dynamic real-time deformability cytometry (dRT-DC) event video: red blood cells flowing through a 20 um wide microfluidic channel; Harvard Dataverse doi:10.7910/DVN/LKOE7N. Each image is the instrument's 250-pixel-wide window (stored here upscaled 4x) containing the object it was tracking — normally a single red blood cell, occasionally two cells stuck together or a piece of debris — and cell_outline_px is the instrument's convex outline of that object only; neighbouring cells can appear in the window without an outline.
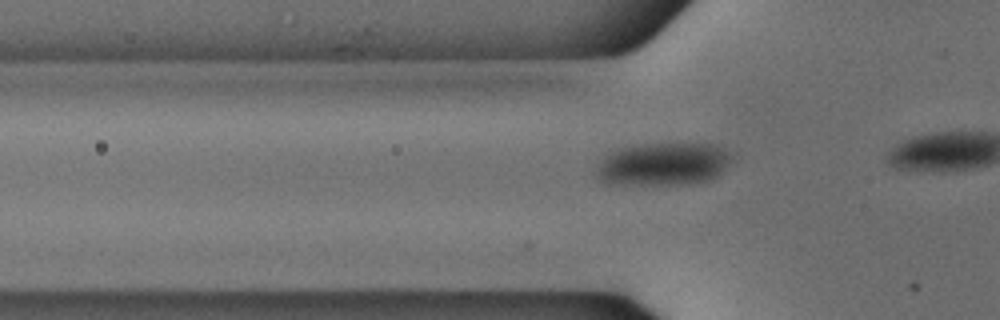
{"species": "common noctule bat (a hibernating species)", "species_latin": "Nyctalus noctula", "temperature_condition": "cold", "stored_images_in_passage": 16, "camera_frame_rate_fps": 3000, "um_per_image_px": 0.085, "animal": {"sex": "male", "body_mass_g": 18.8}, "frame": {"image": 1, "passage_image": 10, "time_ms": 3.0, "image_size_px": [1000, 320], "cell_outline_px": [[736, 160], [720, 176], [696, 184], [608, 184], [600, 180], [596, 176], [596, 172], [600, 164], [612, 152], [624, 148], [644, 144], [712, 144], [736, 152]], "centroid_in_image_um": [56.57, 13.96], "position_along_channel_um": 69.2, "area_um2": 34.22}}
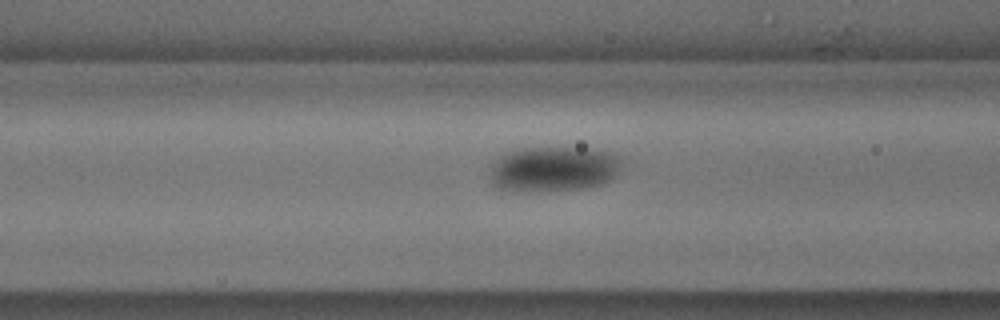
{"frame": {"image": 2, "passage_image": 14, "time_ms": 4.333, "image_size_px": [1000, 320], "cell_outline_px": [[620, 168], [612, 180], [600, 184], [584, 188], [548, 192], [528, 192], [500, 188], [492, 180], [492, 164], [500, 156], [508, 152], [520, 148], [588, 148], [608, 152], [616, 156], [620, 160]], "centroid_in_image_um": [47.07, 14.38], "position_along_channel_um": 119.5, "area_um2": 34.56}}